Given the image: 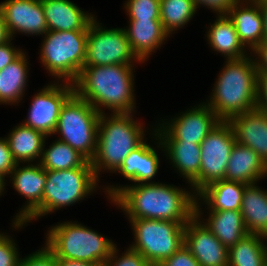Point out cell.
Here are the masks:
<instances>
[{"mask_svg": "<svg viewBox=\"0 0 267 266\" xmlns=\"http://www.w3.org/2000/svg\"><path fill=\"white\" fill-rule=\"evenodd\" d=\"M107 189L111 201L121 206L128 219L188 222L195 215L196 197L175 186L149 182Z\"/></svg>", "mask_w": 267, "mask_h": 266, "instance_id": "cell-1", "label": "cell"}, {"mask_svg": "<svg viewBox=\"0 0 267 266\" xmlns=\"http://www.w3.org/2000/svg\"><path fill=\"white\" fill-rule=\"evenodd\" d=\"M132 70V66L121 64L84 66L73 83L74 92L100 114L101 106L114 114L132 113L135 107Z\"/></svg>", "mask_w": 267, "mask_h": 266, "instance_id": "cell-2", "label": "cell"}, {"mask_svg": "<svg viewBox=\"0 0 267 266\" xmlns=\"http://www.w3.org/2000/svg\"><path fill=\"white\" fill-rule=\"evenodd\" d=\"M226 62L207 104L221 121L256 109L257 103L255 60L246 56Z\"/></svg>", "mask_w": 267, "mask_h": 266, "instance_id": "cell-3", "label": "cell"}, {"mask_svg": "<svg viewBox=\"0 0 267 266\" xmlns=\"http://www.w3.org/2000/svg\"><path fill=\"white\" fill-rule=\"evenodd\" d=\"M112 114L110 118L105 113L99 116L96 152L91 160L97 178L101 168L115 172L130 152L144 142L141 124L134 121L131 113Z\"/></svg>", "mask_w": 267, "mask_h": 266, "instance_id": "cell-4", "label": "cell"}, {"mask_svg": "<svg viewBox=\"0 0 267 266\" xmlns=\"http://www.w3.org/2000/svg\"><path fill=\"white\" fill-rule=\"evenodd\" d=\"M46 247L57 259L79 260L104 266L115 245L81 224L65 222L47 234Z\"/></svg>", "mask_w": 267, "mask_h": 266, "instance_id": "cell-5", "label": "cell"}, {"mask_svg": "<svg viewBox=\"0 0 267 266\" xmlns=\"http://www.w3.org/2000/svg\"><path fill=\"white\" fill-rule=\"evenodd\" d=\"M99 116L89 102L74 92L61 107L54 133H60L59 141L67 143L91 162L96 152Z\"/></svg>", "mask_w": 267, "mask_h": 266, "instance_id": "cell-6", "label": "cell"}, {"mask_svg": "<svg viewBox=\"0 0 267 266\" xmlns=\"http://www.w3.org/2000/svg\"><path fill=\"white\" fill-rule=\"evenodd\" d=\"M87 31H47L41 62L52 74L74 83L84 67Z\"/></svg>", "mask_w": 267, "mask_h": 266, "instance_id": "cell-7", "label": "cell"}, {"mask_svg": "<svg viewBox=\"0 0 267 266\" xmlns=\"http://www.w3.org/2000/svg\"><path fill=\"white\" fill-rule=\"evenodd\" d=\"M135 244L130 248L140 253L151 266L160 265L184 245L185 225L153 219H130Z\"/></svg>", "mask_w": 267, "mask_h": 266, "instance_id": "cell-8", "label": "cell"}, {"mask_svg": "<svg viewBox=\"0 0 267 266\" xmlns=\"http://www.w3.org/2000/svg\"><path fill=\"white\" fill-rule=\"evenodd\" d=\"M46 179L43 216L80 201L96 188L98 180L90 161L77 168L46 171Z\"/></svg>", "mask_w": 267, "mask_h": 266, "instance_id": "cell-9", "label": "cell"}, {"mask_svg": "<svg viewBox=\"0 0 267 266\" xmlns=\"http://www.w3.org/2000/svg\"><path fill=\"white\" fill-rule=\"evenodd\" d=\"M137 59L125 29H103L92 19L88 25L84 66L130 65Z\"/></svg>", "mask_w": 267, "mask_h": 266, "instance_id": "cell-10", "label": "cell"}, {"mask_svg": "<svg viewBox=\"0 0 267 266\" xmlns=\"http://www.w3.org/2000/svg\"><path fill=\"white\" fill-rule=\"evenodd\" d=\"M236 140L231 125L220 121L201 142L200 190L225 179L230 153Z\"/></svg>", "mask_w": 267, "mask_h": 266, "instance_id": "cell-11", "label": "cell"}, {"mask_svg": "<svg viewBox=\"0 0 267 266\" xmlns=\"http://www.w3.org/2000/svg\"><path fill=\"white\" fill-rule=\"evenodd\" d=\"M221 120L207 105H199L188 110L178 118L165 123L167 126H160L156 129L155 136L159 139H176L178 142H189L201 144L207 135L219 124Z\"/></svg>", "mask_w": 267, "mask_h": 266, "instance_id": "cell-12", "label": "cell"}, {"mask_svg": "<svg viewBox=\"0 0 267 266\" xmlns=\"http://www.w3.org/2000/svg\"><path fill=\"white\" fill-rule=\"evenodd\" d=\"M74 93V85L66 82L63 87L51 84L35 95L29 110V117L22 123L46 136L54 134L60 110Z\"/></svg>", "mask_w": 267, "mask_h": 266, "instance_id": "cell-13", "label": "cell"}, {"mask_svg": "<svg viewBox=\"0 0 267 266\" xmlns=\"http://www.w3.org/2000/svg\"><path fill=\"white\" fill-rule=\"evenodd\" d=\"M195 202V215L186 223L184 245L198 260L200 266H228L229 249L199 222V206Z\"/></svg>", "mask_w": 267, "mask_h": 266, "instance_id": "cell-14", "label": "cell"}, {"mask_svg": "<svg viewBox=\"0 0 267 266\" xmlns=\"http://www.w3.org/2000/svg\"><path fill=\"white\" fill-rule=\"evenodd\" d=\"M37 165V166H36ZM18 168L17 163L13 175V186L21 195L28 198L27 205L16 215L14 227L19 228L32 219L43 216V192L46 184V170L39 164Z\"/></svg>", "mask_w": 267, "mask_h": 266, "instance_id": "cell-15", "label": "cell"}, {"mask_svg": "<svg viewBox=\"0 0 267 266\" xmlns=\"http://www.w3.org/2000/svg\"><path fill=\"white\" fill-rule=\"evenodd\" d=\"M0 10L11 39L17 31L36 35L48 31L41 0H6Z\"/></svg>", "mask_w": 267, "mask_h": 266, "instance_id": "cell-16", "label": "cell"}, {"mask_svg": "<svg viewBox=\"0 0 267 266\" xmlns=\"http://www.w3.org/2000/svg\"><path fill=\"white\" fill-rule=\"evenodd\" d=\"M227 122L236 142L256 151L267 166V113L256 108L233 116Z\"/></svg>", "mask_w": 267, "mask_h": 266, "instance_id": "cell-17", "label": "cell"}, {"mask_svg": "<svg viewBox=\"0 0 267 266\" xmlns=\"http://www.w3.org/2000/svg\"><path fill=\"white\" fill-rule=\"evenodd\" d=\"M48 31H87L95 17L69 0H41Z\"/></svg>", "mask_w": 267, "mask_h": 266, "instance_id": "cell-18", "label": "cell"}, {"mask_svg": "<svg viewBox=\"0 0 267 266\" xmlns=\"http://www.w3.org/2000/svg\"><path fill=\"white\" fill-rule=\"evenodd\" d=\"M249 1L247 4L253 6L242 7L238 0L226 15L233 22L244 47L248 44L254 50L264 40V22L259 0Z\"/></svg>", "mask_w": 267, "mask_h": 266, "instance_id": "cell-19", "label": "cell"}, {"mask_svg": "<svg viewBox=\"0 0 267 266\" xmlns=\"http://www.w3.org/2000/svg\"><path fill=\"white\" fill-rule=\"evenodd\" d=\"M267 175V166L256 151L235 143L226 168L225 180L253 184Z\"/></svg>", "mask_w": 267, "mask_h": 266, "instance_id": "cell-20", "label": "cell"}, {"mask_svg": "<svg viewBox=\"0 0 267 266\" xmlns=\"http://www.w3.org/2000/svg\"><path fill=\"white\" fill-rule=\"evenodd\" d=\"M159 146L163 145L169 159L179 170L187 181L192 184L193 189L200 191V165L201 147L200 144L189 142H178L176 139H160Z\"/></svg>", "mask_w": 267, "mask_h": 266, "instance_id": "cell-21", "label": "cell"}, {"mask_svg": "<svg viewBox=\"0 0 267 266\" xmlns=\"http://www.w3.org/2000/svg\"><path fill=\"white\" fill-rule=\"evenodd\" d=\"M133 53L145 61L168 37L161 20H130L125 29Z\"/></svg>", "mask_w": 267, "mask_h": 266, "instance_id": "cell-22", "label": "cell"}, {"mask_svg": "<svg viewBox=\"0 0 267 266\" xmlns=\"http://www.w3.org/2000/svg\"><path fill=\"white\" fill-rule=\"evenodd\" d=\"M246 185L242 182L223 179L210 183L196 195L205 200L210 211H240Z\"/></svg>", "mask_w": 267, "mask_h": 266, "instance_id": "cell-23", "label": "cell"}, {"mask_svg": "<svg viewBox=\"0 0 267 266\" xmlns=\"http://www.w3.org/2000/svg\"><path fill=\"white\" fill-rule=\"evenodd\" d=\"M159 159L156 150L143 142L122 161L119 171L133 182L148 183L158 171Z\"/></svg>", "mask_w": 267, "mask_h": 266, "instance_id": "cell-24", "label": "cell"}, {"mask_svg": "<svg viewBox=\"0 0 267 266\" xmlns=\"http://www.w3.org/2000/svg\"><path fill=\"white\" fill-rule=\"evenodd\" d=\"M240 211L248 233L267 235V192L247 184Z\"/></svg>", "mask_w": 267, "mask_h": 266, "instance_id": "cell-25", "label": "cell"}, {"mask_svg": "<svg viewBox=\"0 0 267 266\" xmlns=\"http://www.w3.org/2000/svg\"><path fill=\"white\" fill-rule=\"evenodd\" d=\"M206 227L228 249L248 234L241 211H211Z\"/></svg>", "mask_w": 267, "mask_h": 266, "instance_id": "cell-26", "label": "cell"}, {"mask_svg": "<svg viewBox=\"0 0 267 266\" xmlns=\"http://www.w3.org/2000/svg\"><path fill=\"white\" fill-rule=\"evenodd\" d=\"M46 138L41 131L23 124L14 128L9 137H6L12 156L17 163L22 161L29 163V161L42 157Z\"/></svg>", "mask_w": 267, "mask_h": 266, "instance_id": "cell-27", "label": "cell"}, {"mask_svg": "<svg viewBox=\"0 0 267 266\" xmlns=\"http://www.w3.org/2000/svg\"><path fill=\"white\" fill-rule=\"evenodd\" d=\"M209 28L207 34L209 44L217 52L226 55L227 60L246 57L244 45L237 35L233 22L227 15H219Z\"/></svg>", "mask_w": 267, "mask_h": 266, "instance_id": "cell-28", "label": "cell"}, {"mask_svg": "<svg viewBox=\"0 0 267 266\" xmlns=\"http://www.w3.org/2000/svg\"><path fill=\"white\" fill-rule=\"evenodd\" d=\"M262 238V240H261ZM261 234L248 233L229 248L228 266H267V252Z\"/></svg>", "mask_w": 267, "mask_h": 266, "instance_id": "cell-29", "label": "cell"}, {"mask_svg": "<svg viewBox=\"0 0 267 266\" xmlns=\"http://www.w3.org/2000/svg\"><path fill=\"white\" fill-rule=\"evenodd\" d=\"M27 59L24 52L0 70V103H15L23 95L27 78Z\"/></svg>", "mask_w": 267, "mask_h": 266, "instance_id": "cell-30", "label": "cell"}, {"mask_svg": "<svg viewBox=\"0 0 267 266\" xmlns=\"http://www.w3.org/2000/svg\"><path fill=\"white\" fill-rule=\"evenodd\" d=\"M40 165L46 171H59L81 167L87 160L67 143L55 141L43 150Z\"/></svg>", "mask_w": 267, "mask_h": 266, "instance_id": "cell-31", "label": "cell"}, {"mask_svg": "<svg viewBox=\"0 0 267 266\" xmlns=\"http://www.w3.org/2000/svg\"><path fill=\"white\" fill-rule=\"evenodd\" d=\"M193 0H160V20L164 30L171 34L185 25L195 14Z\"/></svg>", "mask_w": 267, "mask_h": 266, "instance_id": "cell-32", "label": "cell"}, {"mask_svg": "<svg viewBox=\"0 0 267 266\" xmlns=\"http://www.w3.org/2000/svg\"><path fill=\"white\" fill-rule=\"evenodd\" d=\"M124 7L130 20H160V0H128Z\"/></svg>", "mask_w": 267, "mask_h": 266, "instance_id": "cell-33", "label": "cell"}, {"mask_svg": "<svg viewBox=\"0 0 267 266\" xmlns=\"http://www.w3.org/2000/svg\"><path fill=\"white\" fill-rule=\"evenodd\" d=\"M116 253L117 250L114 247L104 266H151L140 253L131 248L122 257H119V259H117Z\"/></svg>", "mask_w": 267, "mask_h": 266, "instance_id": "cell-34", "label": "cell"}, {"mask_svg": "<svg viewBox=\"0 0 267 266\" xmlns=\"http://www.w3.org/2000/svg\"><path fill=\"white\" fill-rule=\"evenodd\" d=\"M12 239L0 234V266H19L21 258Z\"/></svg>", "mask_w": 267, "mask_h": 266, "instance_id": "cell-35", "label": "cell"}, {"mask_svg": "<svg viewBox=\"0 0 267 266\" xmlns=\"http://www.w3.org/2000/svg\"><path fill=\"white\" fill-rule=\"evenodd\" d=\"M158 266H200V263L189 249L183 245Z\"/></svg>", "mask_w": 267, "mask_h": 266, "instance_id": "cell-36", "label": "cell"}, {"mask_svg": "<svg viewBox=\"0 0 267 266\" xmlns=\"http://www.w3.org/2000/svg\"><path fill=\"white\" fill-rule=\"evenodd\" d=\"M19 266H57V258L45 247L20 260Z\"/></svg>", "mask_w": 267, "mask_h": 266, "instance_id": "cell-37", "label": "cell"}, {"mask_svg": "<svg viewBox=\"0 0 267 266\" xmlns=\"http://www.w3.org/2000/svg\"><path fill=\"white\" fill-rule=\"evenodd\" d=\"M17 162L14 160L6 138H0V175L5 178L16 167Z\"/></svg>", "mask_w": 267, "mask_h": 266, "instance_id": "cell-38", "label": "cell"}, {"mask_svg": "<svg viewBox=\"0 0 267 266\" xmlns=\"http://www.w3.org/2000/svg\"><path fill=\"white\" fill-rule=\"evenodd\" d=\"M256 108L267 113V72H257Z\"/></svg>", "mask_w": 267, "mask_h": 266, "instance_id": "cell-39", "label": "cell"}, {"mask_svg": "<svg viewBox=\"0 0 267 266\" xmlns=\"http://www.w3.org/2000/svg\"><path fill=\"white\" fill-rule=\"evenodd\" d=\"M11 40L12 39L0 44V70L7 67L23 53L22 50H15V48L11 46Z\"/></svg>", "mask_w": 267, "mask_h": 266, "instance_id": "cell-40", "label": "cell"}, {"mask_svg": "<svg viewBox=\"0 0 267 266\" xmlns=\"http://www.w3.org/2000/svg\"><path fill=\"white\" fill-rule=\"evenodd\" d=\"M196 8L198 5H204L213 11H217L220 15H226L238 0H193Z\"/></svg>", "mask_w": 267, "mask_h": 266, "instance_id": "cell-41", "label": "cell"}, {"mask_svg": "<svg viewBox=\"0 0 267 266\" xmlns=\"http://www.w3.org/2000/svg\"><path fill=\"white\" fill-rule=\"evenodd\" d=\"M258 54L259 62L255 60L259 72H267V40H263L254 50Z\"/></svg>", "mask_w": 267, "mask_h": 266, "instance_id": "cell-42", "label": "cell"}, {"mask_svg": "<svg viewBox=\"0 0 267 266\" xmlns=\"http://www.w3.org/2000/svg\"><path fill=\"white\" fill-rule=\"evenodd\" d=\"M57 266H99V265L79 260L57 259Z\"/></svg>", "mask_w": 267, "mask_h": 266, "instance_id": "cell-43", "label": "cell"}, {"mask_svg": "<svg viewBox=\"0 0 267 266\" xmlns=\"http://www.w3.org/2000/svg\"><path fill=\"white\" fill-rule=\"evenodd\" d=\"M11 37L4 22L3 15L0 10V44L7 42Z\"/></svg>", "mask_w": 267, "mask_h": 266, "instance_id": "cell-44", "label": "cell"}, {"mask_svg": "<svg viewBox=\"0 0 267 266\" xmlns=\"http://www.w3.org/2000/svg\"><path fill=\"white\" fill-rule=\"evenodd\" d=\"M264 22V40H267V0H259Z\"/></svg>", "mask_w": 267, "mask_h": 266, "instance_id": "cell-45", "label": "cell"}, {"mask_svg": "<svg viewBox=\"0 0 267 266\" xmlns=\"http://www.w3.org/2000/svg\"><path fill=\"white\" fill-rule=\"evenodd\" d=\"M5 178L3 176L0 175V195L2 194L1 192L4 190V180Z\"/></svg>", "mask_w": 267, "mask_h": 266, "instance_id": "cell-46", "label": "cell"}]
</instances>
